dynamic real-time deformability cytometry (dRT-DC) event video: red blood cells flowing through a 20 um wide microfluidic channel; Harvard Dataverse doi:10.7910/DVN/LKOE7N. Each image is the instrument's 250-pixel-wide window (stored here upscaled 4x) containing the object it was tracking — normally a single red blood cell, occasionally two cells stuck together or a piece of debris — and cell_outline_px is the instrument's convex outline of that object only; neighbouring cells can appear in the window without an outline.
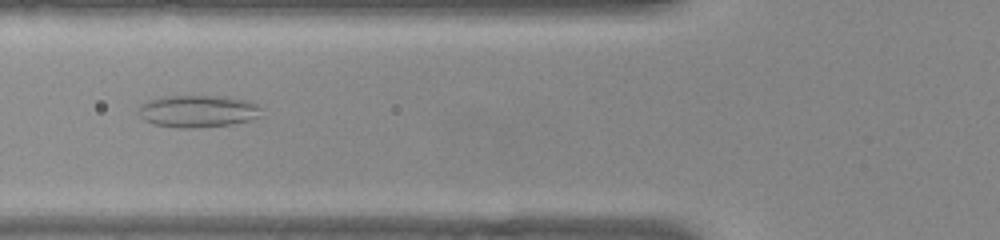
{"species": "common noctule bat (a hibernating species)", "species_latin": "Nyctalus noctula", "temperature_condition": "warm", "stored_images_in_passage": 51, "camera_frame_rate_fps": 3000, "um_per_image_px": 0.085, "animal": {"sex": "female", "body_mass_g": 22.0, "forearm_length_mm": 56.7}, "frame": {"image": 1, "passage_image": 19, "time_ms": 6.0, "image_size_px": [1000, 240], "cell_outline_px": [[260, 116], [252, 120], [232, 124], [196, 128], [176, 128], [152, 124], [144, 120], [140, 116], [140, 104], [148, 100], [160, 96], [228, 96], [252, 100], [260, 108]], "centroid_in_image_um": [16.84, 9.45], "position_along_channel_um": 109.0, "area_um2": 23.47}}
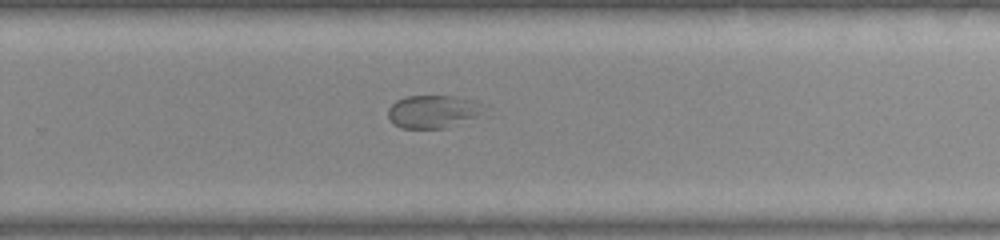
{"frame": {"image": 2, "passage_image": 33, "time_ms": 10.667, "image_size_px": [1000, 240], "cell_outline_px": [[488, 104], [476, 116], [448, 128], [400, 128], [392, 124], [388, 116], [388, 108], [396, 100], [408, 96], [452, 96], [476, 100]], "centroid_in_image_um": [36.8, 9.48], "position_along_channel_um": 293.0, "area_um2": 18.5}}
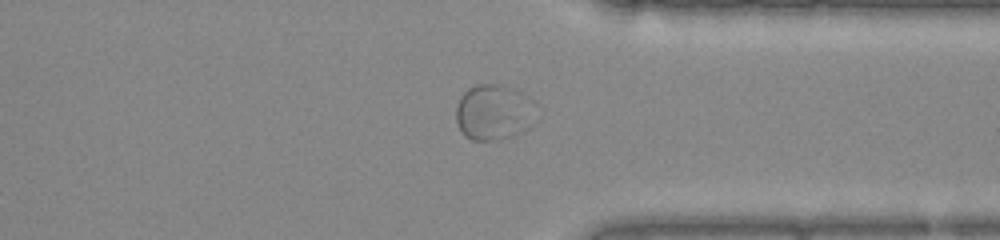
{"frame": {"image": 3, "passage_image": 39, "time_ms": 12.667, "image_size_px": [1000, 240], "cell_outline_px": [[536, 104], [528, 128], [524, 132], [512, 136], [488, 140], [472, 140], [464, 136], [456, 120], [456, 108], [460, 96], [468, 88], [476, 84], [496, 84], [516, 88], [528, 96]], "centroid_in_image_um": [41.95, 9.52], "position_along_channel_um": 369.4, "area_um2": 26.01}, "authors_computed_cell_mechanics": {"area_um2": 27.5128, "velocity_mm_per_s": 3.9472, "shape_relaxation_time_tau1_ms": null, "shape_relaxation_time_tau2_ms": 0.9825, "deformation_change_tau1": null, "deformation_change_tau2": 0.053}}